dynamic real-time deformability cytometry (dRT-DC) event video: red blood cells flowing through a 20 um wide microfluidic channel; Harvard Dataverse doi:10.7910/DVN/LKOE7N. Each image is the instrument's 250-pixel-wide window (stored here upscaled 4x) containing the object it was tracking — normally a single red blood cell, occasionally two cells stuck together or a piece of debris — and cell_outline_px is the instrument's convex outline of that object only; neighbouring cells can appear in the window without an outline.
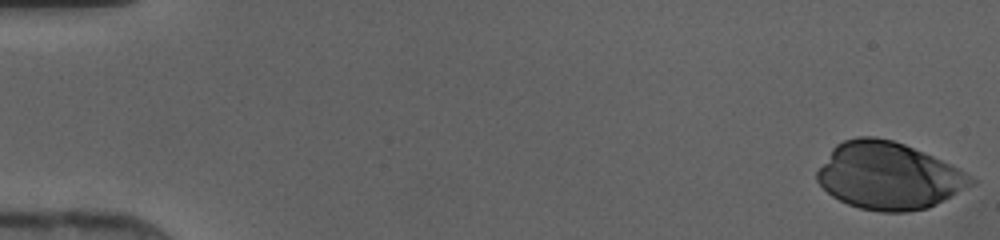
{"species": "human", "species_latin": "Homo sapiens", "temperature_condition": "cold", "stored_images_in_passage": 39, "camera_frame_rate_fps": 3000, "um_per_image_px": 0.085, "donor": {"sex": "female"}, "frame": {"image": 1, "passage_image": 1, "time_ms": 0.0, "image_size_px": [1000, 240], "cell_outline_px": [[976, 184], [928, 208], [908, 212], [880, 212], [860, 208], [848, 204], [832, 196], [816, 180], [816, 172], [832, 148], [836, 144], [844, 140], [856, 136], [876, 136], [892, 140], [904, 144], [932, 156], [972, 176], [976, 180]], "centroid_in_image_um": [75.51, 14.95], "position_along_channel_um": 9.5, "area_um2": 60.0}}